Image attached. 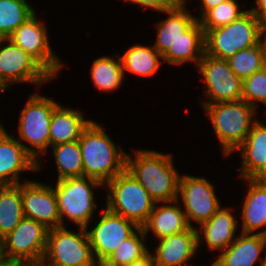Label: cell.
Returning a JSON list of instances; mask_svg holds the SVG:
<instances>
[{
    "label": "cell",
    "mask_w": 266,
    "mask_h": 266,
    "mask_svg": "<svg viewBox=\"0 0 266 266\" xmlns=\"http://www.w3.org/2000/svg\"><path fill=\"white\" fill-rule=\"evenodd\" d=\"M101 209V215L98 212L99 216L90 222L91 227H85L93 256L99 266L140 228L134 222L109 211L105 206Z\"/></svg>",
    "instance_id": "obj_12"
},
{
    "label": "cell",
    "mask_w": 266,
    "mask_h": 266,
    "mask_svg": "<svg viewBox=\"0 0 266 266\" xmlns=\"http://www.w3.org/2000/svg\"><path fill=\"white\" fill-rule=\"evenodd\" d=\"M24 217L21 183L0 186V239L11 233Z\"/></svg>",
    "instance_id": "obj_29"
},
{
    "label": "cell",
    "mask_w": 266,
    "mask_h": 266,
    "mask_svg": "<svg viewBox=\"0 0 266 266\" xmlns=\"http://www.w3.org/2000/svg\"><path fill=\"white\" fill-rule=\"evenodd\" d=\"M3 257L2 240L0 239V259Z\"/></svg>",
    "instance_id": "obj_43"
},
{
    "label": "cell",
    "mask_w": 266,
    "mask_h": 266,
    "mask_svg": "<svg viewBox=\"0 0 266 266\" xmlns=\"http://www.w3.org/2000/svg\"><path fill=\"white\" fill-rule=\"evenodd\" d=\"M255 5L249 8V10L261 19L266 14V0H254Z\"/></svg>",
    "instance_id": "obj_38"
},
{
    "label": "cell",
    "mask_w": 266,
    "mask_h": 266,
    "mask_svg": "<svg viewBox=\"0 0 266 266\" xmlns=\"http://www.w3.org/2000/svg\"><path fill=\"white\" fill-rule=\"evenodd\" d=\"M0 266H27V262L20 259L8 258L3 256L0 259Z\"/></svg>",
    "instance_id": "obj_39"
},
{
    "label": "cell",
    "mask_w": 266,
    "mask_h": 266,
    "mask_svg": "<svg viewBox=\"0 0 266 266\" xmlns=\"http://www.w3.org/2000/svg\"><path fill=\"white\" fill-rule=\"evenodd\" d=\"M200 106L212 125V132L220 145L221 156H233L234 151L246 140L247 134L258 120V110L244 100Z\"/></svg>",
    "instance_id": "obj_3"
},
{
    "label": "cell",
    "mask_w": 266,
    "mask_h": 266,
    "mask_svg": "<svg viewBox=\"0 0 266 266\" xmlns=\"http://www.w3.org/2000/svg\"><path fill=\"white\" fill-rule=\"evenodd\" d=\"M0 77L12 89L16 84L41 87L55 79L20 46L9 38H0Z\"/></svg>",
    "instance_id": "obj_11"
},
{
    "label": "cell",
    "mask_w": 266,
    "mask_h": 266,
    "mask_svg": "<svg viewBox=\"0 0 266 266\" xmlns=\"http://www.w3.org/2000/svg\"><path fill=\"white\" fill-rule=\"evenodd\" d=\"M59 104L55 99L36 91L29 93L19 112L16 125L18 134L14 137L37 163L43 159L50 148V121L54 109Z\"/></svg>",
    "instance_id": "obj_4"
},
{
    "label": "cell",
    "mask_w": 266,
    "mask_h": 266,
    "mask_svg": "<svg viewBox=\"0 0 266 266\" xmlns=\"http://www.w3.org/2000/svg\"><path fill=\"white\" fill-rule=\"evenodd\" d=\"M48 231L43 224L24 217L13 231L2 239L3 256L27 263L44 257Z\"/></svg>",
    "instance_id": "obj_14"
},
{
    "label": "cell",
    "mask_w": 266,
    "mask_h": 266,
    "mask_svg": "<svg viewBox=\"0 0 266 266\" xmlns=\"http://www.w3.org/2000/svg\"><path fill=\"white\" fill-rule=\"evenodd\" d=\"M227 0H199V4L197 5V9L199 10L198 14H195L196 19L200 20L209 10L215 8L220 3L225 2Z\"/></svg>",
    "instance_id": "obj_36"
},
{
    "label": "cell",
    "mask_w": 266,
    "mask_h": 266,
    "mask_svg": "<svg viewBox=\"0 0 266 266\" xmlns=\"http://www.w3.org/2000/svg\"><path fill=\"white\" fill-rule=\"evenodd\" d=\"M104 190L106 201L103 204L109 211L140 228L145 225L156 202L127 169L107 182Z\"/></svg>",
    "instance_id": "obj_6"
},
{
    "label": "cell",
    "mask_w": 266,
    "mask_h": 266,
    "mask_svg": "<svg viewBox=\"0 0 266 266\" xmlns=\"http://www.w3.org/2000/svg\"><path fill=\"white\" fill-rule=\"evenodd\" d=\"M217 195L215 185L209 178L181 173L177 201L190 227L197 228L208 221L222 206Z\"/></svg>",
    "instance_id": "obj_8"
},
{
    "label": "cell",
    "mask_w": 266,
    "mask_h": 266,
    "mask_svg": "<svg viewBox=\"0 0 266 266\" xmlns=\"http://www.w3.org/2000/svg\"><path fill=\"white\" fill-rule=\"evenodd\" d=\"M143 228L125 240L101 266H127L146 255L150 248Z\"/></svg>",
    "instance_id": "obj_32"
},
{
    "label": "cell",
    "mask_w": 266,
    "mask_h": 266,
    "mask_svg": "<svg viewBox=\"0 0 266 266\" xmlns=\"http://www.w3.org/2000/svg\"><path fill=\"white\" fill-rule=\"evenodd\" d=\"M205 53L204 30L197 20L174 45L163 55V62L170 66H183L191 62L196 70ZM188 62V63H187Z\"/></svg>",
    "instance_id": "obj_25"
},
{
    "label": "cell",
    "mask_w": 266,
    "mask_h": 266,
    "mask_svg": "<svg viewBox=\"0 0 266 266\" xmlns=\"http://www.w3.org/2000/svg\"><path fill=\"white\" fill-rule=\"evenodd\" d=\"M123 54H119L124 78H127L126 73L135 76L153 77L156 76L163 62V56L151 44L144 45L143 43H132Z\"/></svg>",
    "instance_id": "obj_26"
},
{
    "label": "cell",
    "mask_w": 266,
    "mask_h": 266,
    "mask_svg": "<svg viewBox=\"0 0 266 266\" xmlns=\"http://www.w3.org/2000/svg\"><path fill=\"white\" fill-rule=\"evenodd\" d=\"M8 89L10 90L11 88L0 77V94L5 93Z\"/></svg>",
    "instance_id": "obj_42"
},
{
    "label": "cell",
    "mask_w": 266,
    "mask_h": 266,
    "mask_svg": "<svg viewBox=\"0 0 266 266\" xmlns=\"http://www.w3.org/2000/svg\"><path fill=\"white\" fill-rule=\"evenodd\" d=\"M123 1L125 4L129 3L130 5L131 3L135 5L137 8L142 7V9L144 8L145 10L157 11L159 15L161 12L172 9L180 3L178 0H122V3Z\"/></svg>",
    "instance_id": "obj_35"
},
{
    "label": "cell",
    "mask_w": 266,
    "mask_h": 266,
    "mask_svg": "<svg viewBox=\"0 0 266 266\" xmlns=\"http://www.w3.org/2000/svg\"><path fill=\"white\" fill-rule=\"evenodd\" d=\"M93 119H86L83 111L60 103L53 111L49 126L50 147L78 140Z\"/></svg>",
    "instance_id": "obj_24"
},
{
    "label": "cell",
    "mask_w": 266,
    "mask_h": 266,
    "mask_svg": "<svg viewBox=\"0 0 266 266\" xmlns=\"http://www.w3.org/2000/svg\"><path fill=\"white\" fill-rule=\"evenodd\" d=\"M245 197L238 217L240 232L266 235V179L244 178ZM248 186V187H247Z\"/></svg>",
    "instance_id": "obj_20"
},
{
    "label": "cell",
    "mask_w": 266,
    "mask_h": 266,
    "mask_svg": "<svg viewBox=\"0 0 266 266\" xmlns=\"http://www.w3.org/2000/svg\"><path fill=\"white\" fill-rule=\"evenodd\" d=\"M127 153L126 169L146 189L156 203L178 198L181 172L175 165L174 154L153 149H132Z\"/></svg>",
    "instance_id": "obj_1"
},
{
    "label": "cell",
    "mask_w": 266,
    "mask_h": 266,
    "mask_svg": "<svg viewBox=\"0 0 266 266\" xmlns=\"http://www.w3.org/2000/svg\"><path fill=\"white\" fill-rule=\"evenodd\" d=\"M196 69L206 88L200 104L242 100L243 80L233 72L227 60L204 53Z\"/></svg>",
    "instance_id": "obj_13"
},
{
    "label": "cell",
    "mask_w": 266,
    "mask_h": 266,
    "mask_svg": "<svg viewBox=\"0 0 266 266\" xmlns=\"http://www.w3.org/2000/svg\"><path fill=\"white\" fill-rule=\"evenodd\" d=\"M260 21L262 39L266 42V14L260 19Z\"/></svg>",
    "instance_id": "obj_41"
},
{
    "label": "cell",
    "mask_w": 266,
    "mask_h": 266,
    "mask_svg": "<svg viewBox=\"0 0 266 266\" xmlns=\"http://www.w3.org/2000/svg\"><path fill=\"white\" fill-rule=\"evenodd\" d=\"M14 134L7 128L0 134V186L17 185L31 179L24 176L22 179L21 173H38V163Z\"/></svg>",
    "instance_id": "obj_16"
},
{
    "label": "cell",
    "mask_w": 266,
    "mask_h": 266,
    "mask_svg": "<svg viewBox=\"0 0 266 266\" xmlns=\"http://www.w3.org/2000/svg\"><path fill=\"white\" fill-rule=\"evenodd\" d=\"M47 155H53V161H55L54 166L57 171L56 181L70 177L84 176L79 139L73 142L61 143L50 147L49 152L45 154L44 159H41L38 162V172L40 173L44 165L43 160L47 161Z\"/></svg>",
    "instance_id": "obj_28"
},
{
    "label": "cell",
    "mask_w": 266,
    "mask_h": 266,
    "mask_svg": "<svg viewBox=\"0 0 266 266\" xmlns=\"http://www.w3.org/2000/svg\"><path fill=\"white\" fill-rule=\"evenodd\" d=\"M27 266H58V265L50 262L45 257H40L36 260L28 262Z\"/></svg>",
    "instance_id": "obj_40"
},
{
    "label": "cell",
    "mask_w": 266,
    "mask_h": 266,
    "mask_svg": "<svg viewBox=\"0 0 266 266\" xmlns=\"http://www.w3.org/2000/svg\"><path fill=\"white\" fill-rule=\"evenodd\" d=\"M188 8V3L180 2L176 7L161 12L166 18L163 15L160 21H156V38L152 45L162 56L197 21L195 13Z\"/></svg>",
    "instance_id": "obj_22"
},
{
    "label": "cell",
    "mask_w": 266,
    "mask_h": 266,
    "mask_svg": "<svg viewBox=\"0 0 266 266\" xmlns=\"http://www.w3.org/2000/svg\"><path fill=\"white\" fill-rule=\"evenodd\" d=\"M189 227L183 208L175 200L172 202L155 203L148 221L142 228L147 239L152 234L151 237H154L153 240L155 241V239L158 240L186 231Z\"/></svg>",
    "instance_id": "obj_23"
},
{
    "label": "cell",
    "mask_w": 266,
    "mask_h": 266,
    "mask_svg": "<svg viewBox=\"0 0 266 266\" xmlns=\"http://www.w3.org/2000/svg\"><path fill=\"white\" fill-rule=\"evenodd\" d=\"M157 245L150 247L157 266H192L191 260L198 251L196 228L172 234L155 241ZM154 249V250H152Z\"/></svg>",
    "instance_id": "obj_19"
},
{
    "label": "cell",
    "mask_w": 266,
    "mask_h": 266,
    "mask_svg": "<svg viewBox=\"0 0 266 266\" xmlns=\"http://www.w3.org/2000/svg\"><path fill=\"white\" fill-rule=\"evenodd\" d=\"M4 126L5 124H3L0 120V134L6 129Z\"/></svg>",
    "instance_id": "obj_44"
},
{
    "label": "cell",
    "mask_w": 266,
    "mask_h": 266,
    "mask_svg": "<svg viewBox=\"0 0 266 266\" xmlns=\"http://www.w3.org/2000/svg\"><path fill=\"white\" fill-rule=\"evenodd\" d=\"M24 216L43 224L47 229L61 227L58 201L53 185L28 180L21 183Z\"/></svg>",
    "instance_id": "obj_15"
},
{
    "label": "cell",
    "mask_w": 266,
    "mask_h": 266,
    "mask_svg": "<svg viewBox=\"0 0 266 266\" xmlns=\"http://www.w3.org/2000/svg\"><path fill=\"white\" fill-rule=\"evenodd\" d=\"M229 67L240 78L245 79L266 66V42L237 51L227 59Z\"/></svg>",
    "instance_id": "obj_31"
},
{
    "label": "cell",
    "mask_w": 266,
    "mask_h": 266,
    "mask_svg": "<svg viewBox=\"0 0 266 266\" xmlns=\"http://www.w3.org/2000/svg\"><path fill=\"white\" fill-rule=\"evenodd\" d=\"M127 266H157V265L155 263L152 252L149 251L142 258L135 260L134 262H132L131 264Z\"/></svg>",
    "instance_id": "obj_37"
},
{
    "label": "cell",
    "mask_w": 266,
    "mask_h": 266,
    "mask_svg": "<svg viewBox=\"0 0 266 266\" xmlns=\"http://www.w3.org/2000/svg\"><path fill=\"white\" fill-rule=\"evenodd\" d=\"M261 40V21L250 10L226 26L204 30L205 54L223 60Z\"/></svg>",
    "instance_id": "obj_7"
},
{
    "label": "cell",
    "mask_w": 266,
    "mask_h": 266,
    "mask_svg": "<svg viewBox=\"0 0 266 266\" xmlns=\"http://www.w3.org/2000/svg\"><path fill=\"white\" fill-rule=\"evenodd\" d=\"M258 119L247 134L246 140L234 151L240 157L238 179H266V114Z\"/></svg>",
    "instance_id": "obj_18"
},
{
    "label": "cell",
    "mask_w": 266,
    "mask_h": 266,
    "mask_svg": "<svg viewBox=\"0 0 266 266\" xmlns=\"http://www.w3.org/2000/svg\"><path fill=\"white\" fill-rule=\"evenodd\" d=\"M29 0H0V38H8L37 10Z\"/></svg>",
    "instance_id": "obj_30"
},
{
    "label": "cell",
    "mask_w": 266,
    "mask_h": 266,
    "mask_svg": "<svg viewBox=\"0 0 266 266\" xmlns=\"http://www.w3.org/2000/svg\"><path fill=\"white\" fill-rule=\"evenodd\" d=\"M67 228L61 226L48 231L44 257L58 266H99L86 229L79 227L76 232Z\"/></svg>",
    "instance_id": "obj_10"
},
{
    "label": "cell",
    "mask_w": 266,
    "mask_h": 266,
    "mask_svg": "<svg viewBox=\"0 0 266 266\" xmlns=\"http://www.w3.org/2000/svg\"><path fill=\"white\" fill-rule=\"evenodd\" d=\"M52 185L57 196L61 225L68 226L71 222L76 227L90 226V222L96 218V211L103 206H98L95 192L104 189V185L86 176L58 180Z\"/></svg>",
    "instance_id": "obj_5"
},
{
    "label": "cell",
    "mask_w": 266,
    "mask_h": 266,
    "mask_svg": "<svg viewBox=\"0 0 266 266\" xmlns=\"http://www.w3.org/2000/svg\"><path fill=\"white\" fill-rule=\"evenodd\" d=\"M189 1L192 2L193 0H183V2H186V3H188Z\"/></svg>",
    "instance_id": "obj_46"
},
{
    "label": "cell",
    "mask_w": 266,
    "mask_h": 266,
    "mask_svg": "<svg viewBox=\"0 0 266 266\" xmlns=\"http://www.w3.org/2000/svg\"><path fill=\"white\" fill-rule=\"evenodd\" d=\"M232 206H221L216 213L206 222L196 228L198 251L202 244L207 246V251L220 254L229 247L237 238L239 230V217L233 213Z\"/></svg>",
    "instance_id": "obj_17"
},
{
    "label": "cell",
    "mask_w": 266,
    "mask_h": 266,
    "mask_svg": "<svg viewBox=\"0 0 266 266\" xmlns=\"http://www.w3.org/2000/svg\"><path fill=\"white\" fill-rule=\"evenodd\" d=\"M101 123L92 120L79 138L84 176L103 185L126 169L127 152ZM116 143V144H115Z\"/></svg>",
    "instance_id": "obj_2"
},
{
    "label": "cell",
    "mask_w": 266,
    "mask_h": 266,
    "mask_svg": "<svg viewBox=\"0 0 266 266\" xmlns=\"http://www.w3.org/2000/svg\"><path fill=\"white\" fill-rule=\"evenodd\" d=\"M37 11L20 25L8 38L31 55L54 79L67 67L66 61L53 50L49 29L43 17ZM44 20V21H43Z\"/></svg>",
    "instance_id": "obj_9"
},
{
    "label": "cell",
    "mask_w": 266,
    "mask_h": 266,
    "mask_svg": "<svg viewBox=\"0 0 266 266\" xmlns=\"http://www.w3.org/2000/svg\"><path fill=\"white\" fill-rule=\"evenodd\" d=\"M261 266H266V252H265L264 258H263V260L261 262Z\"/></svg>",
    "instance_id": "obj_45"
},
{
    "label": "cell",
    "mask_w": 266,
    "mask_h": 266,
    "mask_svg": "<svg viewBox=\"0 0 266 266\" xmlns=\"http://www.w3.org/2000/svg\"><path fill=\"white\" fill-rule=\"evenodd\" d=\"M265 252L266 235L240 232L235 241L207 266H261Z\"/></svg>",
    "instance_id": "obj_21"
},
{
    "label": "cell",
    "mask_w": 266,
    "mask_h": 266,
    "mask_svg": "<svg viewBox=\"0 0 266 266\" xmlns=\"http://www.w3.org/2000/svg\"><path fill=\"white\" fill-rule=\"evenodd\" d=\"M90 78L100 93H113L121 89L125 81L119 52L93 59L90 65Z\"/></svg>",
    "instance_id": "obj_27"
},
{
    "label": "cell",
    "mask_w": 266,
    "mask_h": 266,
    "mask_svg": "<svg viewBox=\"0 0 266 266\" xmlns=\"http://www.w3.org/2000/svg\"><path fill=\"white\" fill-rule=\"evenodd\" d=\"M242 100L257 110L262 104L266 108V66L250 77L243 79ZM261 113L266 114V110Z\"/></svg>",
    "instance_id": "obj_34"
},
{
    "label": "cell",
    "mask_w": 266,
    "mask_h": 266,
    "mask_svg": "<svg viewBox=\"0 0 266 266\" xmlns=\"http://www.w3.org/2000/svg\"><path fill=\"white\" fill-rule=\"evenodd\" d=\"M239 0H227L209 10L199 21L203 30L216 29L237 20L249 9L244 8ZM244 8V9H243Z\"/></svg>",
    "instance_id": "obj_33"
}]
</instances>
